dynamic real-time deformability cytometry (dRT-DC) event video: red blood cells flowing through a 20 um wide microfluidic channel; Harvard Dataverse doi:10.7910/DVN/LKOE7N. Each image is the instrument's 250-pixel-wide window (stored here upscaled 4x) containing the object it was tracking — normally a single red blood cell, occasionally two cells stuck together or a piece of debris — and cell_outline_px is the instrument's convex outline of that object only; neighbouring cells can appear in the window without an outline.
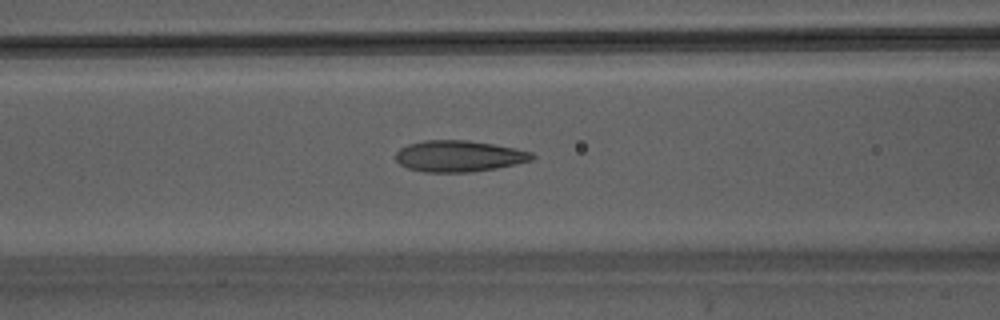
{"species": "Egyptian fruit bat (a non-hibernating species)", "species_latin": "Rousettus aegyptiacus", "temperature_condition": "warm", "stored_images_in_passage": 44, "camera_frame_rate_fps": 3000, "um_per_image_px": 0.085, "animal": {"sex": "male"}, "frame": {"image": 1, "passage_image": 18, "time_ms": 5.667, "image_size_px": [1000, 320], "cell_outline_px": [[536, 156], [532, 160], [516, 164], [496, 168], [472, 172], [424, 172], [408, 168], [400, 164], [396, 160], [396, 152], [400, 148], [408, 144], [424, 140], [468, 140], [492, 144], [532, 152]], "centroid_in_image_um": [39.0, 13.27], "position_along_channel_um": 127.6, "area_um2": 24.8}}
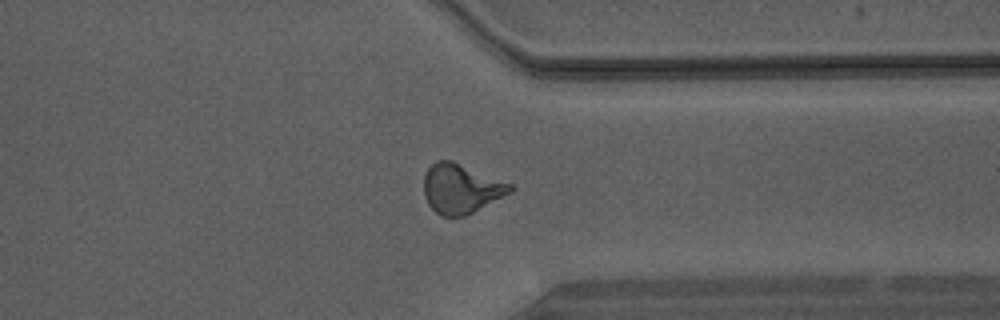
{"frame": {"image": 2, "passage_image": 34, "time_ms": 11.0, "image_size_px": [1000, 320], "cell_outline_px": [[512, 192], [464, 216], [440, 216], [428, 204], [424, 196], [424, 176], [428, 168], [436, 160], [452, 160], [512, 184]], "centroid_in_image_um": [39.16, 16.02], "position_along_channel_um": 372.2, "area_um2": 24.68}}
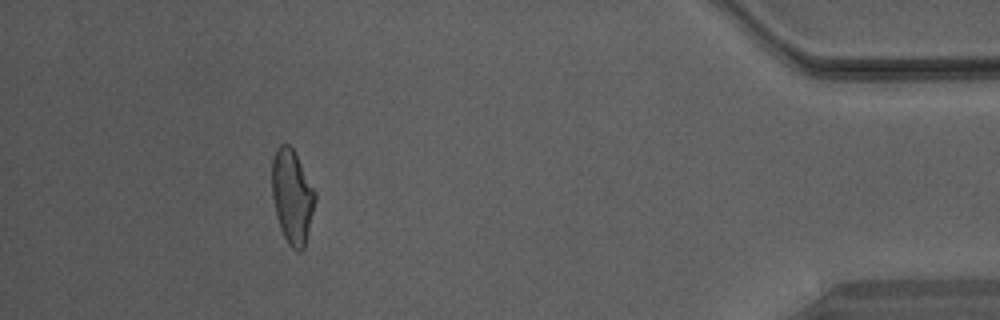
{"frame": {"image": 3, "passage_image": 40, "time_ms": 13.0, "image_size_px": [1000, 320], "cell_outline_px": [[316, 200], [304, 248], [300, 252], [296, 252], [288, 244], [280, 228], [276, 216], [272, 196], [272, 160], [280, 144], [288, 144], [292, 148], [316, 192]], "centroid_in_image_um": [24.83, 16.74], "position_along_channel_um": 410.4, "area_um2": 23.47}}